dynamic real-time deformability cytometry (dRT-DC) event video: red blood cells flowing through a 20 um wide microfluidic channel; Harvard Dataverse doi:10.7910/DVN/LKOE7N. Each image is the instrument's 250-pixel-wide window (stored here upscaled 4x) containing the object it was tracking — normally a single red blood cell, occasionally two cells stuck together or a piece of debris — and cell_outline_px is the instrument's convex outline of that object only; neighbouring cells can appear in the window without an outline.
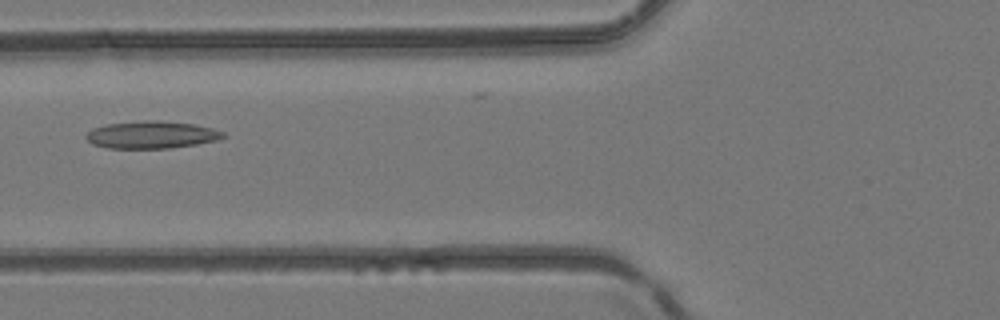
{"species": "common noctule bat (a hibernating species)", "species_latin": "Nyctalus noctula", "temperature_condition": "room temperature", "stored_images_in_passage": 2, "camera_frame_rate_fps": 3000, "um_per_image_px": 0.085, "animal": {"sex": "female", "body_mass_g": 24.6, "forearm_length_mm": 56.2}, "frame": {"image": 1, "passage_image": 2, "time_ms": 0.333, "image_size_px": [1000, 320], "cell_outline_px": [[228, 136], [220, 140], [172, 148], [108, 148], [92, 144], [84, 136], [92, 128], [104, 124], [144, 120], [160, 120], [192, 124], [212, 128], [224, 132]], "centroid_in_image_um": [12.89, 11.45], "position_along_channel_um": 112.9, "area_um2": 22.08}}